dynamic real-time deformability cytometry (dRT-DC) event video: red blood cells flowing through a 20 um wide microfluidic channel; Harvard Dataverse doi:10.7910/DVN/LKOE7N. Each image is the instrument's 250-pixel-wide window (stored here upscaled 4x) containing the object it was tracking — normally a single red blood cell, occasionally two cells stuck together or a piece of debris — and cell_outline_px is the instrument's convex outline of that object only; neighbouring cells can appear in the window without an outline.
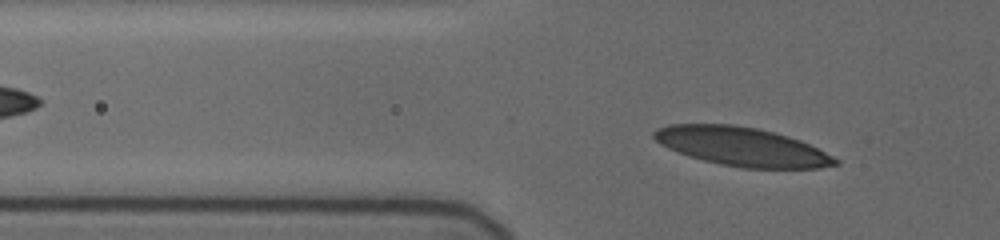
{"species": "human", "species_latin": "Homo sapiens", "temperature_condition": "cold", "stored_images_in_passage": 45, "camera_frame_rate_fps": 3000, "um_per_image_px": 0.085, "donor": {"sex": "female"}, "frame": {"image": 1, "passage_image": 12, "time_ms": 2.667, "image_size_px": [1000, 240], "cell_outline_px": [[840, 164], [820, 168], [744, 168], [720, 164], [688, 156], [668, 148], [660, 144], [652, 136], [652, 132], [668, 124], [732, 124], [756, 128], [788, 136], [800, 140], [840, 160]], "centroid_in_image_um": [63.05, 12.46], "position_along_channel_um": 62.8, "area_um2": 40.69}}
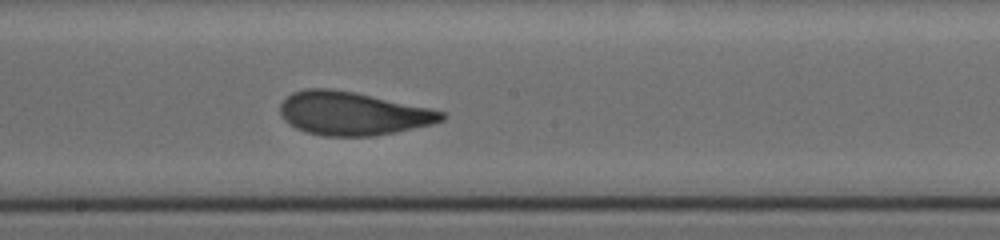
{"frame": {"image": 2, "passage_image": 31, "time_ms": 7.333, "image_size_px": [1000, 240], "cell_outline_px": [[448, 116], [444, 120], [432, 124], [396, 132], [372, 136], [324, 136], [308, 132], [296, 128], [288, 124], [284, 120], [280, 112], [280, 104], [292, 92], [304, 88], [328, 88], [352, 92], [428, 108], [444, 112]], "centroid_in_image_um": [29.95, 9.65], "position_along_channel_um": 218.2, "area_um2": 40.52}}
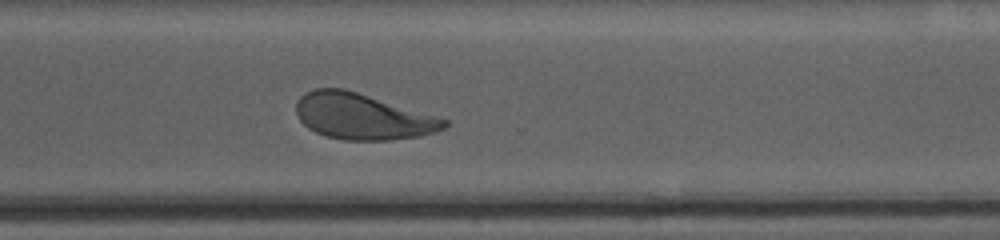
{"frame": {"image": 3, "passage_image": 45, "time_ms": 10.667, "image_size_px": [1000, 240], "cell_outline_px": [[448, 124], [444, 128], [436, 132], [420, 136], [388, 140], [344, 140], [328, 136], [316, 132], [308, 128], [300, 120], [296, 112], [296, 104], [300, 96], [304, 92], [316, 88], [344, 88], [440, 116], [448, 120]], "centroid_in_image_um": [30.84, 9.89], "position_along_channel_um": 339.8, "area_um2": 39.88}}